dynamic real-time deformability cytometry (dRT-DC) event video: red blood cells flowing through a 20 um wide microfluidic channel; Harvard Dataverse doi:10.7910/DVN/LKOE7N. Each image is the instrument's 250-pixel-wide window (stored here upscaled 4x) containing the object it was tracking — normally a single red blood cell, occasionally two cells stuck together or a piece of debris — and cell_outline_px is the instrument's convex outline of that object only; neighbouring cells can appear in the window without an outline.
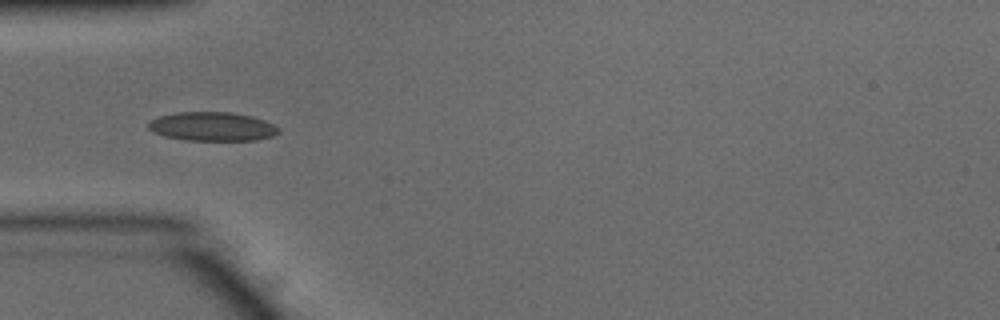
{"species": "common noctule bat (a hibernating species)", "species_latin": "Nyctalus noctula", "temperature_condition": "warm", "stored_images_in_passage": 39, "camera_frame_rate_fps": 3000, "um_per_image_px": 0.085, "animal": {"sex": "male", "body_mass_g": 15.6}, "frame": {"image": 1, "passage_image": 6, "time_ms": 1.667, "image_size_px": [1000, 320], "cell_outline_px": [[280, 132], [272, 136], [256, 140], [184, 140], [164, 136], [152, 132], [148, 128], [148, 120], [160, 116], [176, 112], [232, 112], [252, 116], [264, 120], [280, 128]], "centroid_in_image_um": [18.02, 10.75], "position_along_channel_um": 67.0, "area_um2": 22.08}, "authors_computed_cell_mechanics": {"area_um2": 15.2014, "velocity_mm_per_s": 3.8629, "shape_relaxation_time_tau1_ms": null, "shape_relaxation_time_tau2_ms": 6.271, "deformation_change_tau1": null, "deformation_change_tau2": 0.1504}}